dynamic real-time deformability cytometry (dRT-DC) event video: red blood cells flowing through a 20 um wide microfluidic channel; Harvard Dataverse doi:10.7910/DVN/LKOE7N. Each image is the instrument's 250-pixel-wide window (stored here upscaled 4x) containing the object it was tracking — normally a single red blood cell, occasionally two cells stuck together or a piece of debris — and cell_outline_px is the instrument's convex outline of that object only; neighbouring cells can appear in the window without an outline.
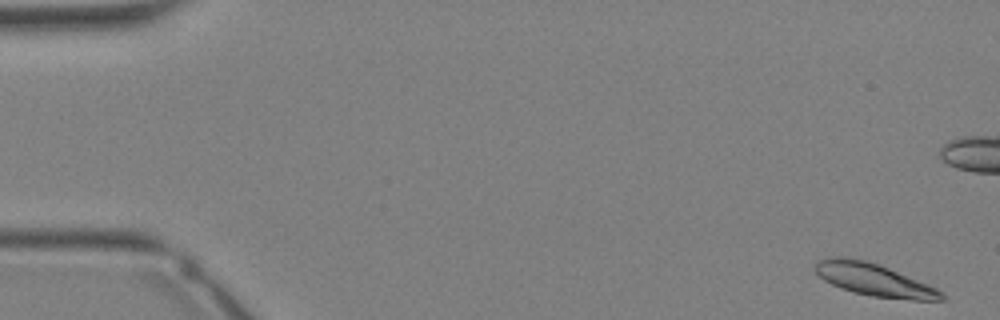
{"species": "Egyptian fruit bat (a non-hibernating species)", "species_latin": "Rousettus aegyptiacus", "temperature_condition": "warm", "stored_images_in_passage": 36, "camera_frame_rate_fps": 3000, "um_per_image_px": 0.085, "animal": {"sex": "female"}, "frame": {"image": 1, "passage_image": 1, "time_ms": 0.0, "image_size_px": [1000, 320], "cell_outline_px": [[944, 300], [912, 300], [872, 296], [852, 292], [840, 288], [824, 280], [812, 268], [812, 264], [828, 256], [840, 256], [864, 260], [880, 264], [936, 288], [944, 292]], "centroid_in_image_um": [74.24, 23.76], "position_along_channel_um": 10.8, "area_um2": 23.99}}
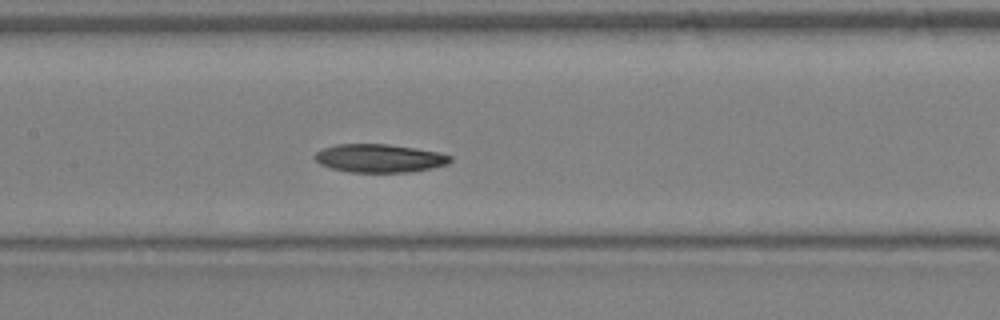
{"frame": {"image": 2, "passage_image": 17, "time_ms": 5.333, "image_size_px": [1000, 320], "cell_outline_px": [[452, 160], [448, 164], [412, 172], [348, 172], [332, 168], [320, 164], [312, 156], [316, 152], [324, 148], [336, 144], [388, 144], [416, 148], [440, 152], [452, 156]], "centroid_in_image_um": [32.26, 13.45], "position_along_channel_um": 175.1, "area_um2": 22.43}}
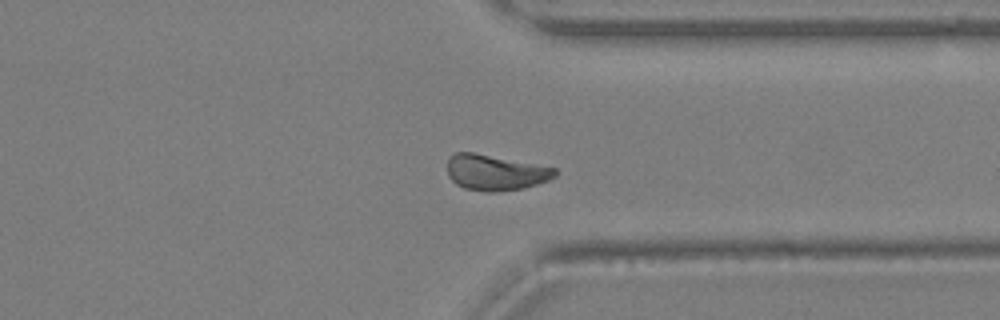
{"frame": {"image": 3, "passage_image": 27, "time_ms": 8.667, "image_size_px": [1000, 320], "cell_outline_px": [[560, 172], [556, 176], [548, 180], [524, 188], [496, 192], [484, 192], [464, 188], [456, 184], [448, 176], [448, 156], [456, 152], [472, 152], [556, 168]], "centroid_in_image_um": [42.1, 14.67], "position_along_channel_um": 369.3, "area_um2": 22.43}}